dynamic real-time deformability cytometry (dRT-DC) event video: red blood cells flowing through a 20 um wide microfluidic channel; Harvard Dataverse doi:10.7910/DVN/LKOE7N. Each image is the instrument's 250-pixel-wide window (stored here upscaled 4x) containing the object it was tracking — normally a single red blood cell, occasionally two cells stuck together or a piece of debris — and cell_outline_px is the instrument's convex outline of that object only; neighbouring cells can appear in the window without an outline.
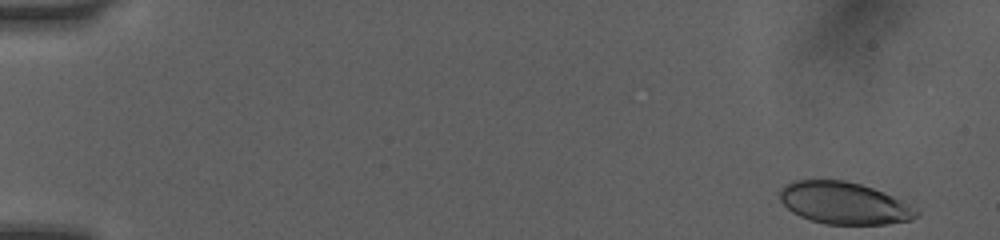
{"species": "human", "species_latin": "Homo sapiens", "temperature_condition": "room temperature", "stored_images_in_passage": 15, "camera_frame_rate_fps": 3000, "um_per_image_px": 0.085, "donor": {"sex": "female"}, "frame": {"image": 1, "passage_image": 1, "time_ms": 0.0, "image_size_px": [1000, 240], "cell_outline_px": [[920, 212], [912, 220], [888, 224], [824, 224], [800, 216], [792, 212], [780, 200], [776, 192], [784, 184], [792, 180], [844, 180], [860, 184], [884, 192], [916, 208]], "centroid_in_image_um": [71.7, 17.26], "position_along_channel_um": 13.3, "area_um2": 33.64}}
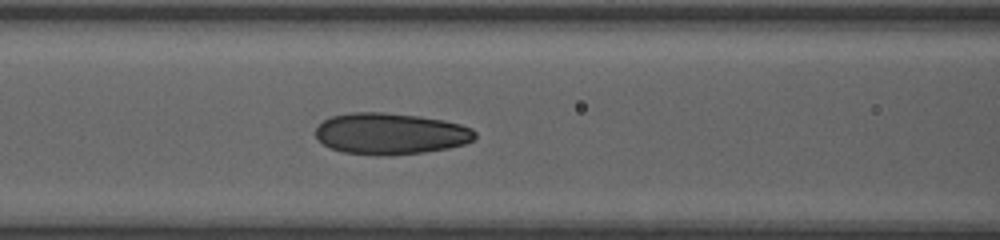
{"frame": {"image": 2, "passage_image": 13, "time_ms": 6.667, "image_size_px": [1000, 240], "cell_outline_px": [[476, 136], [472, 140], [464, 144], [448, 148], [424, 152], [388, 156], [344, 152], [332, 148], [324, 144], [316, 136], [316, 128], [324, 120], [332, 116], [352, 112], [384, 112], [420, 116], [444, 120], [460, 124], [472, 128], [476, 132]], "centroid_in_image_um": [33.22, 11.35], "position_along_channel_um": 133.4, "area_um2": 38.38}}
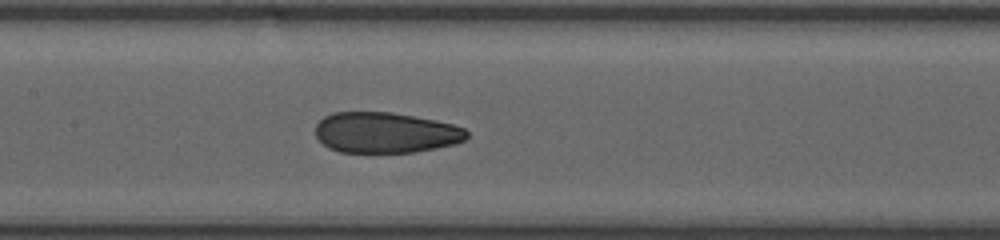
{"frame": {"image": 3, "passage_image": 15, "time_ms": 7.667, "image_size_px": [1000, 240], "cell_outline_px": [[468, 136], [464, 140], [456, 144], [416, 152], [340, 152], [328, 148], [316, 136], [316, 124], [324, 116], [332, 112], [392, 112], [436, 120], [452, 124], [464, 128], [468, 132]], "centroid_in_image_um": [32.77, 11.27], "position_along_channel_um": 174.6, "area_um2": 36.01}}